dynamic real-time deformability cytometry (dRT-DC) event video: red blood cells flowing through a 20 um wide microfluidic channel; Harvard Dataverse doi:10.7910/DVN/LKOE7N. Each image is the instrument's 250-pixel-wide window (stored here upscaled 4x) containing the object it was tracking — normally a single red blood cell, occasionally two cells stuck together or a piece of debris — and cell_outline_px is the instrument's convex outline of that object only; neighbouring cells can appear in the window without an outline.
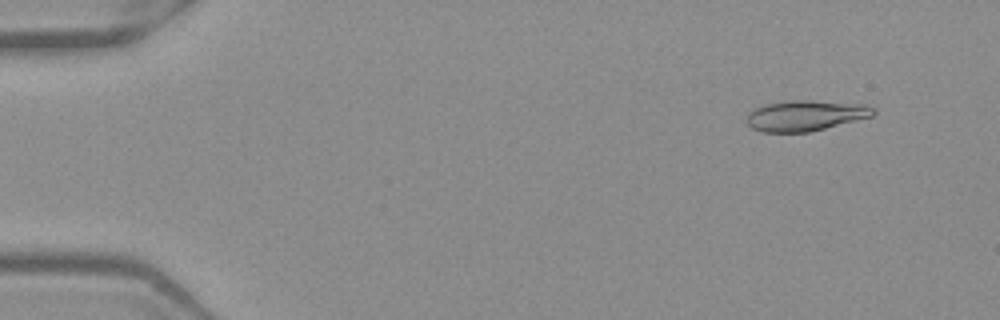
{"species": "Egyptian fruit bat (a non-hibernating species)", "species_latin": "Rousettus aegyptiacus", "temperature_condition": "warm", "stored_images_in_passage": 52, "camera_frame_rate_fps": 3000, "um_per_image_px": 0.085, "frame": {"image": 1, "passage_image": 5, "time_ms": 1.333, "image_size_px": [1000, 320], "cell_outline_px": [[876, 112], [872, 116], [808, 132], [764, 132], [752, 128], [744, 120], [748, 112], [752, 108], [764, 104], [784, 100], [812, 100], [868, 104], [876, 108]], "centroid_in_image_um": [68.43, 9.8], "position_along_channel_um": 16.6, "area_um2": 22.95}}
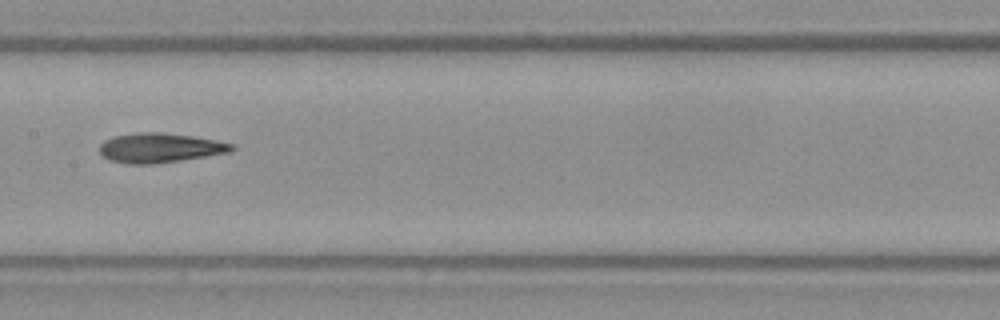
{"frame": {"image": 2, "passage_image": 27, "time_ms": 8.667, "image_size_px": [1000, 320], "cell_outline_px": [[236, 148], [232, 152], [180, 160], [152, 164], [128, 164], [108, 160], [100, 156], [100, 144], [104, 140], [112, 136], [136, 132], [160, 132], [192, 136], [216, 140], [236, 144]], "centroid_in_image_um": [13.58, 12.56], "position_along_channel_um": 193.8, "area_um2": 23.06}}
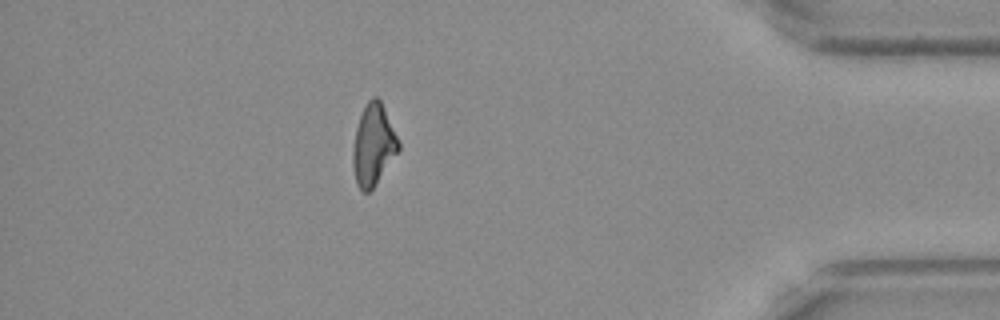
{"frame": {"image": 3, "passage_image": 46, "time_ms": 15.0, "image_size_px": [1000, 320], "cell_outline_px": [[400, 148], [372, 188], [368, 192], [364, 192], [356, 184], [352, 164], [352, 152], [356, 128], [360, 116], [368, 100], [372, 96], [376, 96], [380, 100], [400, 140]], "centroid_in_image_um": [31.73, 12.29], "position_along_channel_um": 403.5, "area_um2": 21.33}, "authors_computed_cell_mechanics": {"area_um2": 22.3108, "velocity_mm_per_s": 3.9533, "shape_relaxation_time_tau1_ms": null, "shape_relaxation_time_tau2_ms": 4.5492, "deformation_change_tau1": null, "deformation_change_tau2": 0.1528}}